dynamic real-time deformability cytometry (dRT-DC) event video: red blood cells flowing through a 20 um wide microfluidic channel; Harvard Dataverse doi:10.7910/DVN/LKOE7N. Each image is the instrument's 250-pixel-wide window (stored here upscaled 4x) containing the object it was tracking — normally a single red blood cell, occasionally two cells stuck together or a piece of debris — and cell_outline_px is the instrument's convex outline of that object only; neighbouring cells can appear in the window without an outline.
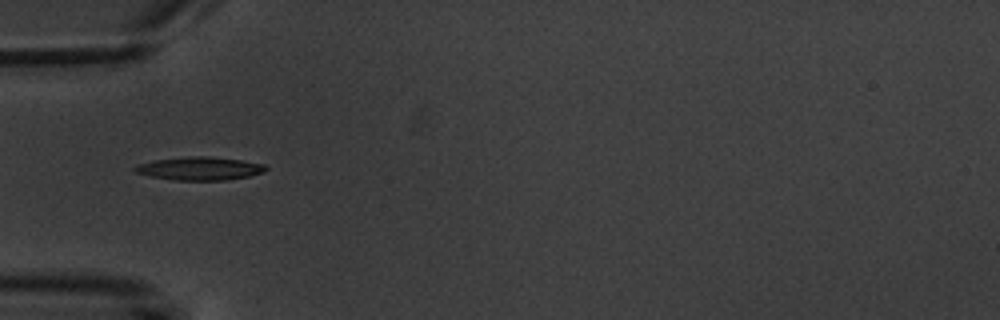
{"species": "common noctule bat (a hibernating species)", "species_latin": "Nyctalus noctula", "temperature_condition": "warm", "stored_images_in_passage": 3, "camera_frame_rate_fps": 3000, "um_per_image_px": 0.085, "animal": {"sex": "male", "body_mass_g": 20.1, "forearm_length_mm": 53.5}, "frame": {"image": 1, "passage_image": 1, "time_ms": 0.0, "image_size_px": [1000, 320], "cell_outline_px": [[268, 168], [264, 172], [252, 176], [228, 180], [172, 180], [152, 176], [136, 172], [132, 168], [136, 164], [152, 160], [188, 156], [208, 156], [240, 160], [264, 164]], "centroid_in_image_um": [16.98, 14.32], "position_along_channel_um": 68.0, "area_um2": 17.86}}
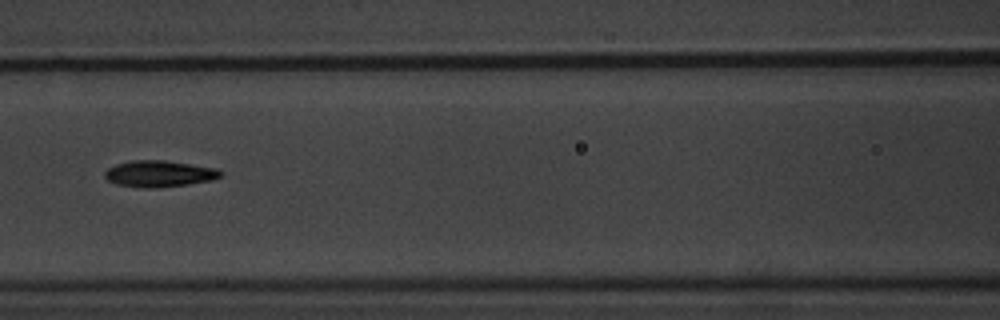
{"frame": {"image": 2, "passage_image": 3, "time_ms": 2.333, "image_size_px": [1000, 320], "cell_outline_px": [[224, 172], [220, 176], [212, 180], [188, 184], [156, 188], [140, 188], [116, 184], [108, 180], [104, 176], [104, 172], [108, 168], [116, 164], [132, 160], [164, 160], [216, 168]], "centroid_in_image_um": [13.51, 14.77], "position_along_channel_um": 153.1, "area_um2": 17.86}}